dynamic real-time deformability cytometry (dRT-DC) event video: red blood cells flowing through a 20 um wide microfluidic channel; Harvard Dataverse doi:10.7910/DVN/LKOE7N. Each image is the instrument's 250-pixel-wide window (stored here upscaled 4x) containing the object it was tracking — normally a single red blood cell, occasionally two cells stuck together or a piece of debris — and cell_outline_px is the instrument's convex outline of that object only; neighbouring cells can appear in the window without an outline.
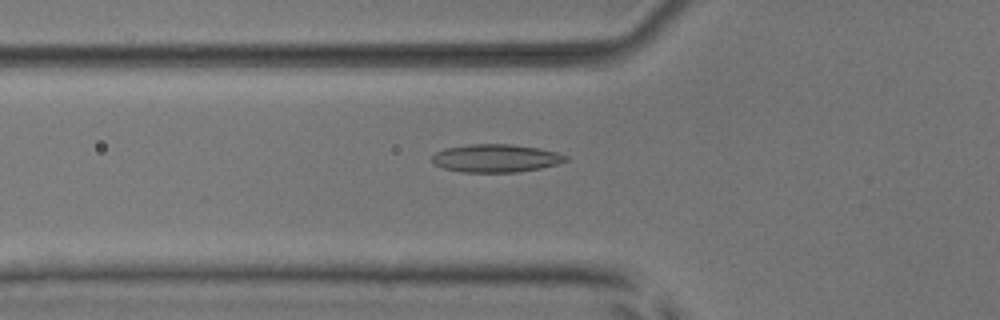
{"species": "common noctule bat (a hibernating species)", "species_latin": "Nyctalus noctula", "temperature_condition": "room temperature", "stored_images_in_passage": 40, "camera_frame_rate_fps": 3000, "um_per_image_px": 0.085, "animal": {"sex": "male", "body_mass_g": 17.9, "forearm_length_mm": 54.2}, "frame": {"image": 1, "passage_image": 6, "time_ms": 1.667, "image_size_px": [1000, 320], "cell_outline_px": [[568, 160], [556, 164], [540, 168], [516, 172], [460, 172], [444, 168], [436, 164], [432, 160], [432, 156], [436, 152], [444, 148], [468, 144], [512, 144], [540, 148], [556, 152], [568, 156]], "centroid_in_image_um": [42.14, 13.44], "position_along_channel_um": 83.7, "area_um2": 21.79}}
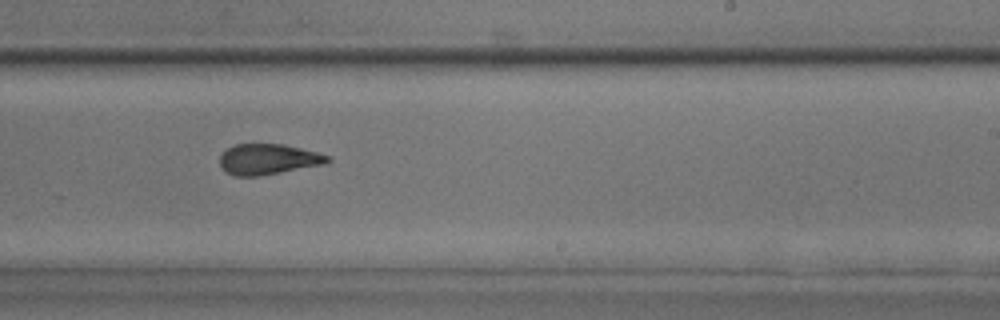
{"frame": {"image": 2, "passage_image": 20, "time_ms": 6.333, "image_size_px": [1000, 320], "cell_outline_px": [[332, 160], [324, 164], [280, 172], [256, 176], [236, 176], [220, 168], [220, 156], [228, 148], [236, 144], [284, 144], [332, 156]], "centroid_in_image_um": [22.81, 13.53], "position_along_channel_um": 266.2, "area_um2": 19.07}}
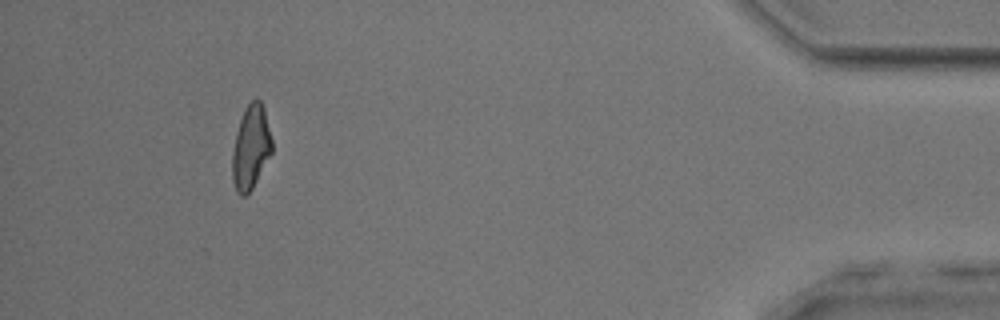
{"frame": {"image": 3, "passage_image": 36, "time_ms": 11.667, "image_size_px": [1000, 320], "cell_outline_px": [[272, 152], [252, 188], [244, 196], [240, 196], [236, 192], [232, 180], [232, 152], [236, 132], [244, 108], [252, 100], [260, 100], [264, 108], [272, 140]], "centroid_in_image_um": [21.31, 12.53], "position_along_channel_um": 413.9, "area_um2": 19.31}, "authors_computed_cell_mechanics": {"area_um2": 19.652, "velocity_mm_per_s": 3.9121, "shape_relaxation_time_tau1_ms": 5.5197, "shape_relaxation_time_tau2_ms": 2.0622, "deformation_change_tau1": 0.1526, "deformation_change_tau2": 0.0969}}